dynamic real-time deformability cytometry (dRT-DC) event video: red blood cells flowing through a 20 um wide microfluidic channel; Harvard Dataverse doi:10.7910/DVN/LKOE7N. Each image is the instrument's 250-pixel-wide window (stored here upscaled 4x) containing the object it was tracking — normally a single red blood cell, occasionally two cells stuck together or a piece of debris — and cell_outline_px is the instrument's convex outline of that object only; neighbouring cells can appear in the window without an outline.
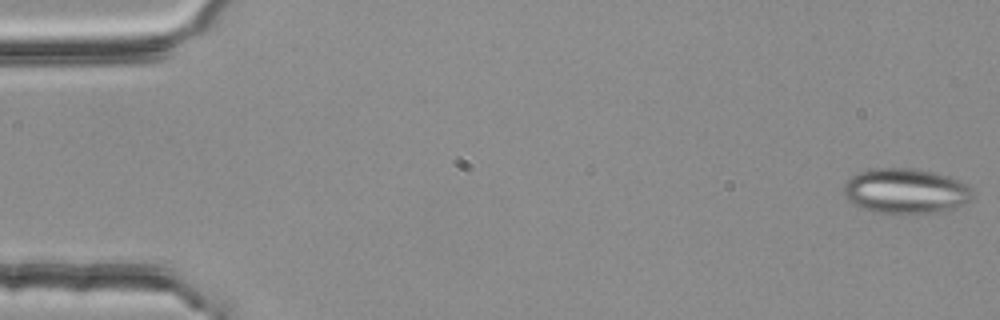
{"species": "common noctule bat (a hibernating species)", "species_latin": "Nyctalus noctula", "temperature_condition": "room temperature", "stored_images_in_passage": 54, "camera_frame_rate_fps": 3000, "um_per_image_px": 0.085, "animal": {"sex": "female", "body_mass_g": 25.1}, "frame": {"image": 1, "passage_image": 1, "time_ms": 0.0, "image_size_px": [1000, 320], "cell_outline_px": [[972, 196], [964, 204], [936, 212], [904, 216], [872, 212], [852, 204], [844, 196], [844, 184], [852, 176], [860, 172], [876, 168], [908, 168], [932, 172], [948, 176], [968, 184], [972, 188]], "centroid_in_image_um": [76.95, 16.27], "position_along_channel_um": 8.0, "area_um2": 34.28}}
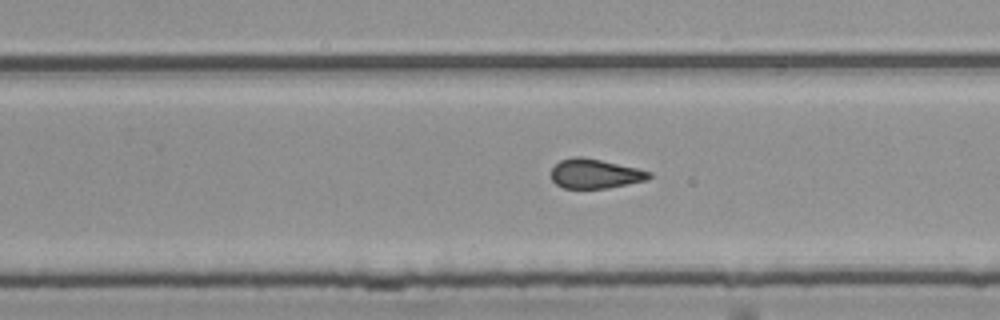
{"frame": {"image": 2, "passage_image": 34, "time_ms": 11.0, "image_size_px": [1000, 320], "cell_outline_px": [[652, 176], [648, 180], [608, 188], [564, 188], [556, 184], [552, 180], [552, 168], [560, 160], [572, 156], [580, 156], [600, 160], [636, 168], [652, 172]], "centroid_in_image_um": [50.58, 14.76], "position_along_channel_um": 279.2, "area_um2": 16.76}}
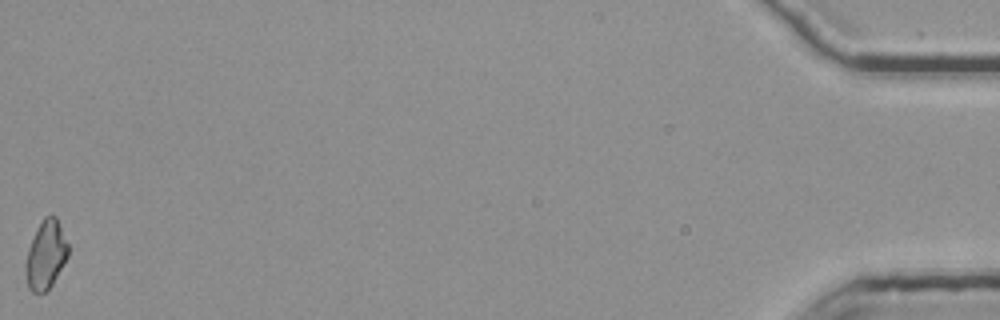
{"frame": {"image": 3, "passage_image": 54, "time_ms": 17.667, "image_size_px": [1000, 320], "cell_outline_px": [[68, 256], [52, 284], [44, 292], [32, 292], [28, 288], [24, 272], [24, 268], [28, 248], [44, 216], [56, 216], [68, 244]], "centroid_in_image_um": [3.88, 21.69], "position_along_channel_um": 431.3, "area_um2": 16.7}, "authors_computed_cell_mechanics": {"area_um2": 17.629, "velocity_mm_per_s": 3.8148, "shape_relaxation_time_tau1_ms": null, "shape_relaxation_time_tau2_ms": 1.7088, "deformation_change_tau1": null, "deformation_change_tau2": 0.0996}}